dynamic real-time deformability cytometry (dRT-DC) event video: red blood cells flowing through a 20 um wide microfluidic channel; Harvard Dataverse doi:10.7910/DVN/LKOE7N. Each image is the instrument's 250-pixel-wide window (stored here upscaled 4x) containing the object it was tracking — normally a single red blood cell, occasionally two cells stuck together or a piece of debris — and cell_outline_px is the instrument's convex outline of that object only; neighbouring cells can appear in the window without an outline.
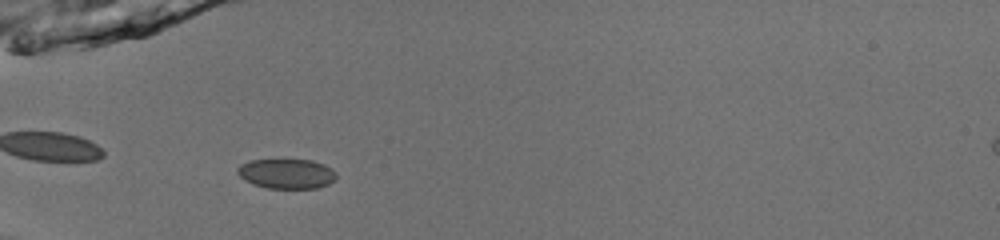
{"species": "common noctule bat (a hibernating species)", "species_latin": "Nyctalus noctula", "temperature_condition": "room temperature", "stored_images_in_passage": 35, "camera_frame_rate_fps": 3000, "um_per_image_px": 0.085, "animal": {"sex": "male", "body_mass_g": 13.0, "forearm_length_mm": 53.1}, "frame": {"image": 1, "passage_image": 1, "time_ms": 0.0, "image_size_px": [1000, 240], "cell_outline_px": [[336, 180], [328, 184], [316, 188], [268, 188], [252, 184], [244, 180], [236, 172], [236, 168], [240, 164], [252, 160], [312, 160], [324, 164], [332, 168], [336, 172]], "centroid_in_image_um": [24.36, 14.76], "position_along_channel_um": 60.6, "area_um2": 17.28}}
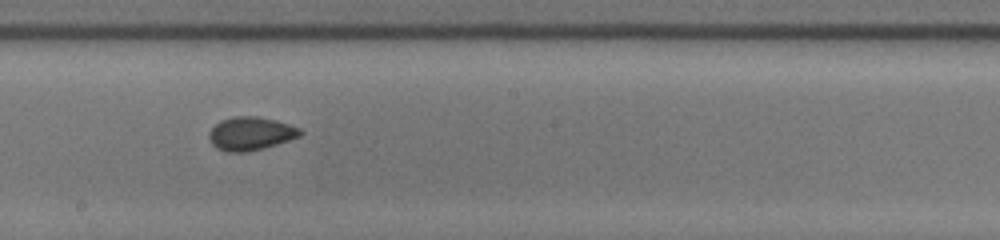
{"frame": {"image": 2, "passage_image": 14, "time_ms": 4.333, "image_size_px": [1000, 240], "cell_outline_px": [[304, 132], [300, 136], [264, 148], [248, 152], [228, 152], [216, 148], [212, 144], [208, 136], [208, 132], [220, 120], [232, 116], [256, 116], [276, 120], [300, 128]], "centroid_in_image_um": [21.29, 11.35], "position_along_channel_um": 226.9, "area_um2": 17.8}}
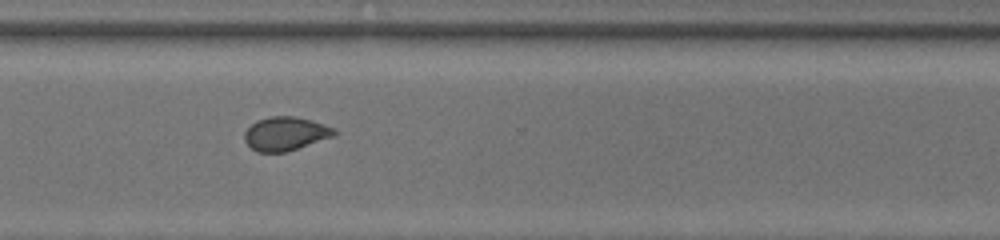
{"frame": {"image": 3, "passage_image": 23, "time_ms": 7.333, "image_size_px": [1000, 240], "cell_outline_px": [[336, 136], [284, 152], [256, 152], [244, 140], [244, 132], [252, 124], [260, 120], [272, 116], [296, 116], [312, 120], [332, 128], [336, 132]], "centroid_in_image_um": [24.26, 11.37], "position_along_channel_um": 346.3, "area_um2": 17.4}, "authors_computed_cell_mechanics": {"area_um2": 17.8024, "velocity_mm_per_s": 4.0004, "shape_relaxation_time_tau1_ms": 2.7726, "shape_relaxation_time_tau2_ms": 2.2707, "deformation_change_tau1": 0.0614, "deformation_change_tau2": 0.0429}}